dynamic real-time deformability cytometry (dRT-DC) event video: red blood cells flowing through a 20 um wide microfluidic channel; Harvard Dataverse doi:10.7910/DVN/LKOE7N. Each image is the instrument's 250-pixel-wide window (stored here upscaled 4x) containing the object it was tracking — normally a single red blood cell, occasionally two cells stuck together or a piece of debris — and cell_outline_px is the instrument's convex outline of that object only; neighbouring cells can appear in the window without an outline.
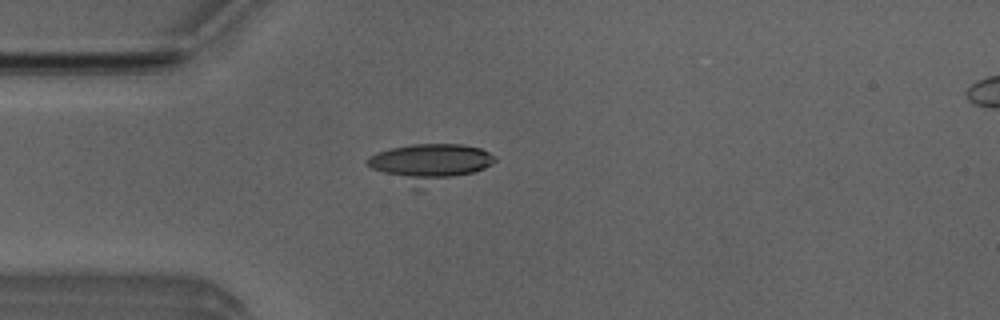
{"species": "Egyptian fruit bat (a non-hibernating species)", "species_latin": "Rousettus aegyptiacus", "temperature_condition": "room temperature", "stored_images_in_passage": 36, "camera_frame_rate_fps": 3000, "um_per_image_px": 0.085, "animal": {"sex": "male"}, "frame": {"image": 1, "passage_image": 3, "time_ms": 0.667, "image_size_px": [1000, 320], "cell_outline_px": [[496, 160], [492, 164], [484, 168], [420, 192], [412, 192], [372, 168], [368, 164], [368, 156], [392, 148], [412, 144], [464, 144], [480, 148], [496, 156]], "centroid_in_image_um": [36.49, 13.93], "position_along_channel_um": 48.5, "area_um2": 29.42}}
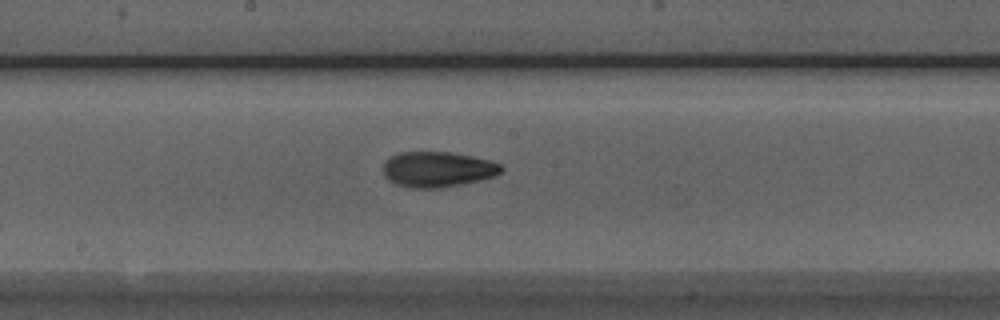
{"frame": {"image": 2, "passage_image": 16, "time_ms": 5.0, "image_size_px": [1000, 320], "cell_outline_px": [[504, 168], [496, 176], [480, 180], [440, 188], [408, 188], [396, 184], [388, 180], [384, 176], [384, 160], [388, 156], [400, 152], [452, 152], [492, 160], [500, 164]], "centroid_in_image_um": [37.18, 14.39], "position_along_channel_um": 211.0, "area_um2": 24.68}}
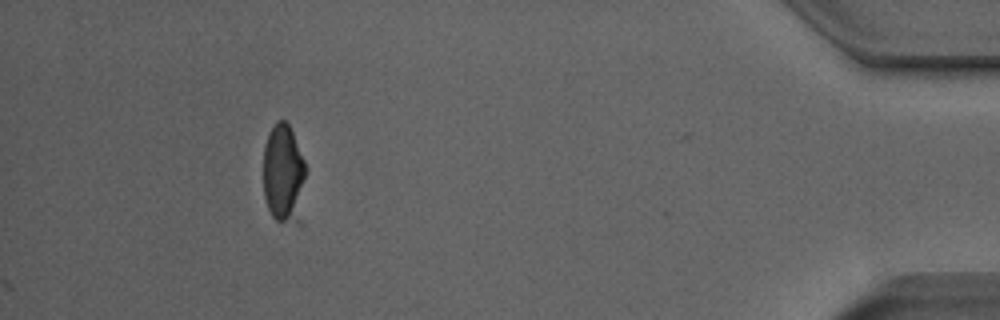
{"frame": {"image": 3, "passage_image": 36, "time_ms": 11.667, "image_size_px": [1000, 320], "cell_outline_px": [[304, 224], [296, 224], [276, 220], [272, 216], [268, 208], [264, 196], [264, 144], [276, 120], [284, 120], [288, 124], [292, 132], [304, 160]], "centroid_in_image_um": [24.14, 14.89], "position_along_channel_um": 411.1, "area_um2": 25.03}, "authors_computed_cell_mechanics": {"area_um2": 23.5824, "velocity_mm_per_s": 3.9986, "shape_relaxation_time_tau1_ms": 3.5567, "shape_relaxation_time_tau2_ms": 3.1752, "deformation_change_tau1": 0.1422, "deformation_change_tau2": 0.0996}}